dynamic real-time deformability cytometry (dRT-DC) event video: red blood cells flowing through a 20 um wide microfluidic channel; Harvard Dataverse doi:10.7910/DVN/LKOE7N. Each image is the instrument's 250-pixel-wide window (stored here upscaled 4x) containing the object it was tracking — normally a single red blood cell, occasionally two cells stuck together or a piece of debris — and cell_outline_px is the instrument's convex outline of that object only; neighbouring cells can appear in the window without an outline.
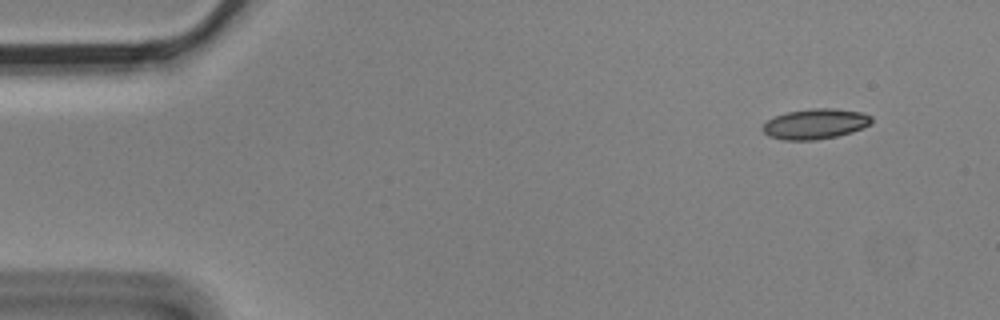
{"species": "Egyptian fruit bat (a non-hibernating species)", "species_latin": "Rousettus aegyptiacus", "temperature_condition": "cold", "stored_images_in_passage": 4, "camera_frame_rate_fps": 3000, "um_per_image_px": 0.085, "animal": {"sex": "male"}, "frame": {"image": 1, "passage_image": 1, "time_ms": 0.0, "image_size_px": [1000, 320], "cell_outline_px": [[872, 124], [852, 132], [836, 136], [816, 140], [784, 140], [768, 136], [760, 128], [768, 120], [776, 116], [788, 112], [812, 108], [836, 108], [860, 112], [872, 116]], "centroid_in_image_um": [69.31, 10.53], "position_along_channel_um": 15.7, "area_um2": 19.25}}
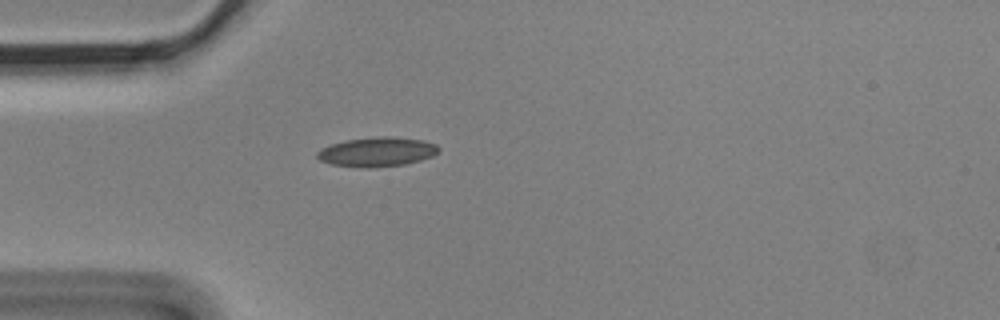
{"frame": {"image": 2, "passage_image": 4, "time_ms": 1.0, "image_size_px": [1000, 320], "cell_outline_px": [[440, 152], [432, 156], [420, 160], [404, 164], [372, 168], [360, 168], [332, 164], [320, 160], [316, 156], [316, 152], [320, 148], [332, 144], [348, 140], [380, 136], [388, 136], [424, 140], [436, 144], [440, 148]], "centroid_in_image_um": [32.06, 12.91], "position_along_channel_um": 52.9, "area_um2": 20.87}}